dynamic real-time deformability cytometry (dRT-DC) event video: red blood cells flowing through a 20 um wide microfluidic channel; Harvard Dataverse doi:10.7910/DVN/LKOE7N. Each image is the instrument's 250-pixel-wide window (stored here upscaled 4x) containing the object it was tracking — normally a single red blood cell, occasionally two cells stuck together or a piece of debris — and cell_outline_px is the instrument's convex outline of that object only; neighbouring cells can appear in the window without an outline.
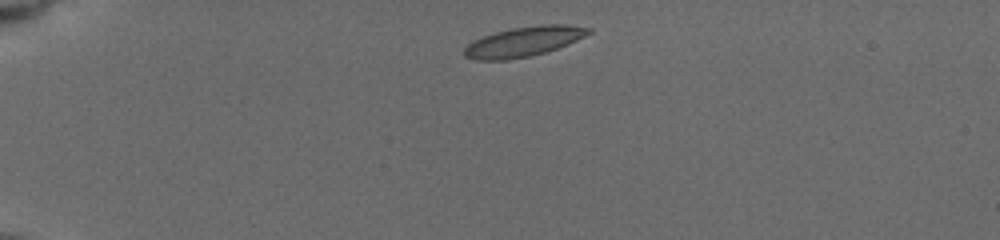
{"species": "common noctule bat (a hibernating species)", "species_latin": "Nyctalus noctula", "temperature_condition": "cold", "stored_images_in_passage": 5, "camera_frame_rate_fps": 3000, "um_per_image_px": 0.085, "animal": {"sex": "female", "body_mass_g": 19.5, "forearm_length_mm": 54.1}, "frame": {"image": 1, "passage_image": 1, "time_ms": 0.0, "image_size_px": [1000, 240], "cell_outline_px": [[592, 32], [568, 44], [544, 52], [528, 56], [504, 60], [476, 60], [464, 56], [464, 48], [472, 40], [496, 32], [512, 28], [544, 24], [564, 24], [592, 28]], "centroid_in_image_um": [44.5, 3.53], "position_along_channel_um": 40.5, "area_um2": 21.39}}
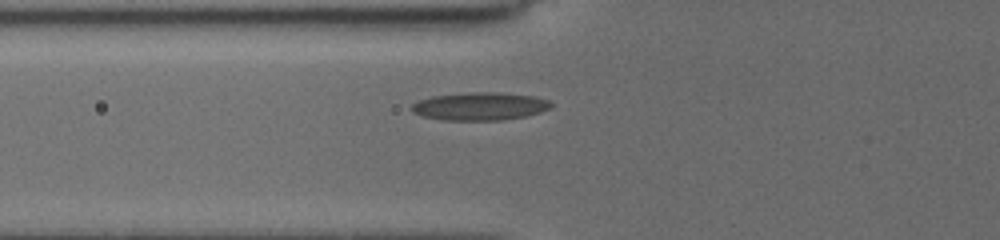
{"frame": {"image": 2, "passage_image": 4, "time_ms": 2.667, "image_size_px": [1000, 240], "cell_outline_px": [[552, 104], [548, 108], [540, 112], [524, 116], [504, 120], [444, 120], [424, 116], [412, 112], [412, 104], [420, 100], [432, 96], [472, 92], [496, 92], [532, 96], [548, 100]], "centroid_in_image_um": [40.77, 9.03], "position_along_channel_um": 85.0, "area_um2": 22.37}}